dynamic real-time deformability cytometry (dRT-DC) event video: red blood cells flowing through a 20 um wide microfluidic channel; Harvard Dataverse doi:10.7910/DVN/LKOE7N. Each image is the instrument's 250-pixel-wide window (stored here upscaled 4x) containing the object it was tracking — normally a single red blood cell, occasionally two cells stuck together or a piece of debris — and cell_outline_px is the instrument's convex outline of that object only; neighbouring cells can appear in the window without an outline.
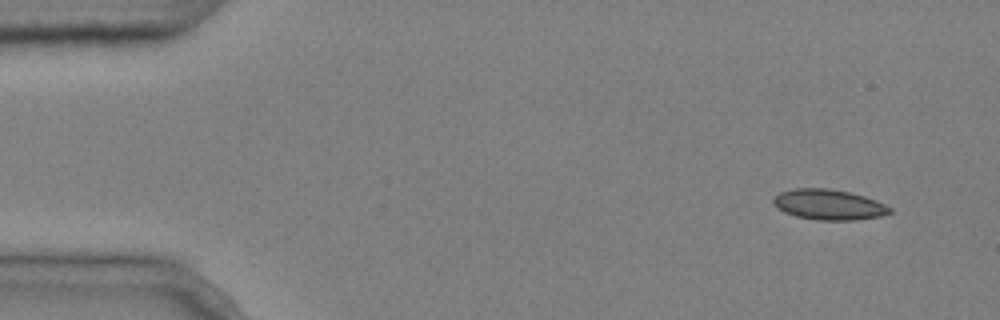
{"species": "common noctule bat (a hibernating species)", "species_latin": "Nyctalus noctula", "temperature_condition": "cold", "stored_images_in_passage": 4, "camera_frame_rate_fps": 3000, "um_per_image_px": 0.085, "animal": {"sex": "male", "body_mass_g": 20.4}, "frame": {"image": 1, "passage_image": 1, "time_ms": 0.0, "image_size_px": [1000, 320], "cell_outline_px": [[892, 212], [880, 216], [852, 220], [820, 220], [796, 216], [784, 212], [776, 208], [772, 200], [780, 192], [796, 188], [828, 188], [848, 192], [864, 196], [876, 200], [892, 208]], "centroid_in_image_um": [70.44, 17.39], "position_along_channel_um": 14.6, "area_um2": 20.52}}
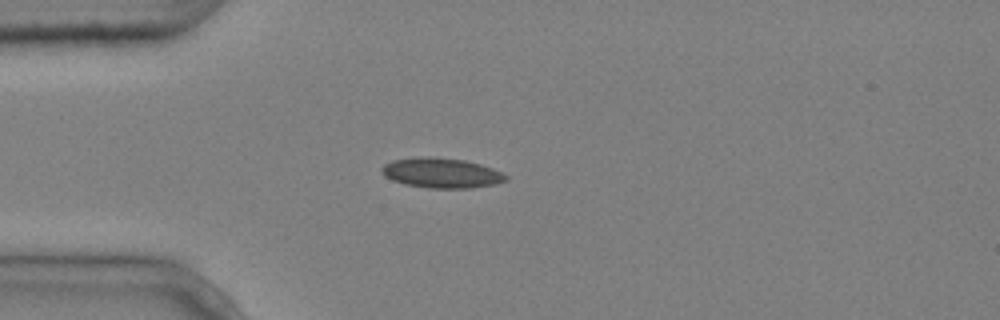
{"frame": {"image": 2, "passage_image": 4, "time_ms": 1.0, "image_size_px": [1000, 320], "cell_outline_px": [[508, 180], [496, 184], [468, 188], [428, 188], [404, 184], [392, 180], [384, 176], [380, 172], [380, 168], [384, 164], [392, 160], [420, 156], [428, 156], [464, 160], [480, 164], [504, 172], [508, 176]], "centroid_in_image_um": [37.51, 14.7], "position_along_channel_um": 47.5, "area_um2": 21.96}}